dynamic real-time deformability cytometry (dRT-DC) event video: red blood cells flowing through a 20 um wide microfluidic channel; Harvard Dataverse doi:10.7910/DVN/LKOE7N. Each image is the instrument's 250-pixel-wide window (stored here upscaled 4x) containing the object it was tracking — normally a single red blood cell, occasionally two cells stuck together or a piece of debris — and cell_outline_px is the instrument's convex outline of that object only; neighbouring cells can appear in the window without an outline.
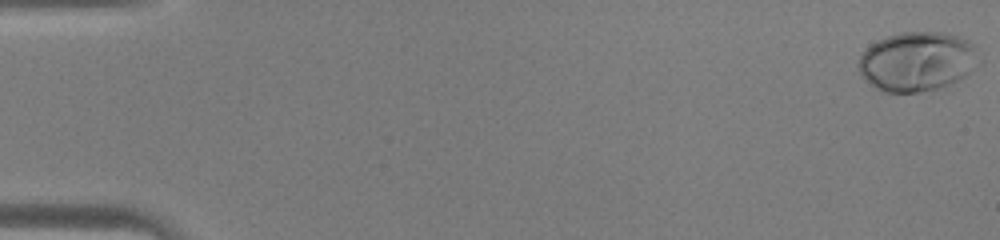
{"species": "human", "species_latin": "Homo sapiens", "temperature_condition": "warm", "stored_images_in_passage": 46, "camera_frame_rate_fps": 3000, "um_per_image_px": 0.085, "donor": {"sex": "male"}, "frame": {"image": 1, "passage_image": 1, "time_ms": 0.0, "image_size_px": [1000, 240], "cell_outline_px": [[984, 64], [964, 76], [940, 88], [920, 92], [884, 92], [876, 88], [860, 76], [856, 64], [860, 56], [876, 40], [900, 32], [944, 32], [968, 40], [976, 44], [984, 60]], "centroid_in_image_um": [78.03, 5.22], "position_along_channel_um": 7.0, "area_um2": 42.6}}
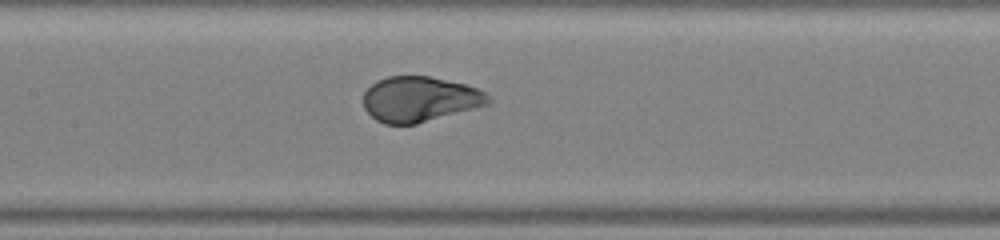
{"frame": {"image": 2, "passage_image": 23, "time_ms": 7.333, "image_size_px": [1000, 240], "cell_outline_px": [[492, 100], [488, 104], [416, 124], [384, 124], [376, 120], [364, 108], [364, 92], [376, 80], [388, 76], [428, 76], [468, 84], [488, 92]], "centroid_in_image_um": [35.7, 8.41], "position_along_channel_um": 171.7, "area_um2": 33.06}}
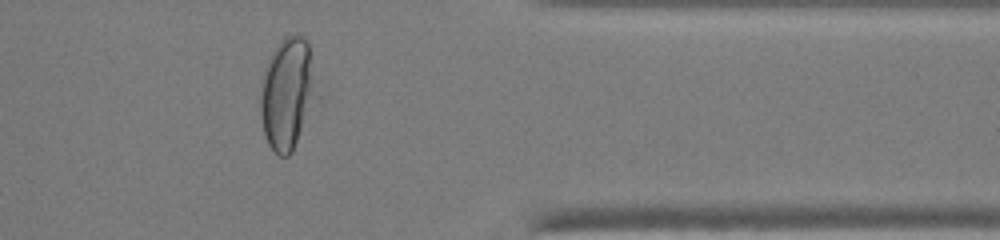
{"frame": {"image": 3, "passage_image": 38, "time_ms": 12.333, "image_size_px": [1000, 240], "cell_outline_px": [[312, 96], [292, 152], [288, 156], [280, 156], [268, 144], [264, 136], [260, 116], [260, 96], [264, 72], [268, 60], [272, 52], [280, 40], [284, 36], [296, 32], [304, 36], [308, 40], [312, 92]], "centroid_in_image_um": [24.3, 7.9], "position_along_channel_um": 387.1, "area_um2": 34.45}}